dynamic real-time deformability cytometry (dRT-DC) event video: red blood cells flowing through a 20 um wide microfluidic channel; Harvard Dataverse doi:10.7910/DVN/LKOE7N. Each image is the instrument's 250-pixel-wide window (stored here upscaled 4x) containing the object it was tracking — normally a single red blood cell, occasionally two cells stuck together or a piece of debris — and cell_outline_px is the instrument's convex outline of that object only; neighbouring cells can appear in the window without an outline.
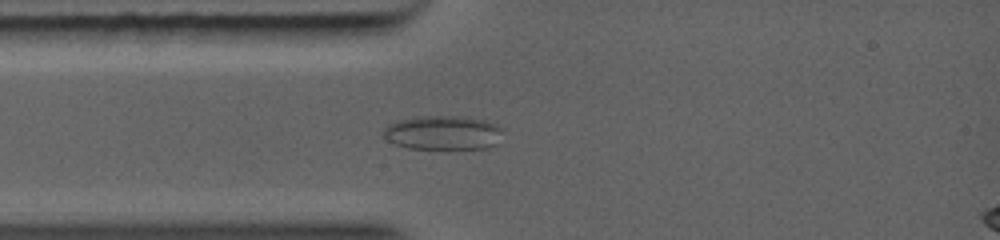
{"species": "common noctule bat (a hibernating species)", "species_latin": "Nyctalus noctula", "temperature_condition": "warm", "stored_images_in_passage": 14, "camera_frame_rate_fps": 5000, "um_per_image_px": 0.085, "animal": {"sex": "female", "body_mass_g": 19.0, "forearm_length_mm": 56.7}, "frame": {"image": 1, "passage_image": 7, "time_ms": 2.4, "image_size_px": [1000, 240], "cell_outline_px": [[504, 128], [500, 144], [488, 148], [408, 148], [396, 144], [388, 140], [380, 132], [388, 124], [396, 120], [416, 116], [460, 116], [484, 120], [496, 124]], "centroid_in_image_um": [37.69, 11.27], "position_along_channel_um": 47.3, "area_um2": 24.16}}
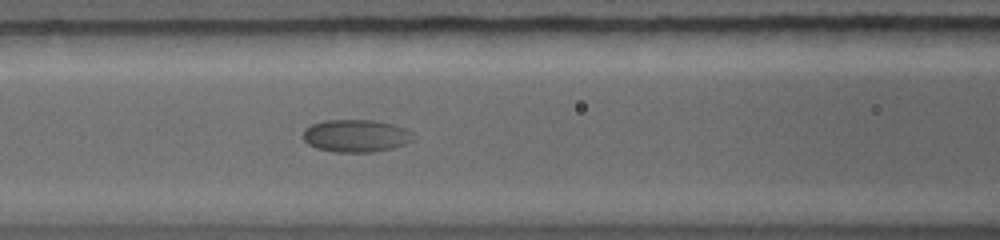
{"frame": {"image": 2, "passage_image": 12, "time_ms": 4.4, "image_size_px": [1000, 240], "cell_outline_px": [[416, 136], [412, 140], [404, 144], [392, 148], [372, 152], [332, 152], [316, 148], [308, 144], [300, 136], [304, 128], [312, 124], [324, 120], [376, 120], [392, 124], [404, 128], [412, 132]], "centroid_in_image_um": [30.21, 11.54], "position_along_channel_um": 136.4, "area_um2": 21.15}}